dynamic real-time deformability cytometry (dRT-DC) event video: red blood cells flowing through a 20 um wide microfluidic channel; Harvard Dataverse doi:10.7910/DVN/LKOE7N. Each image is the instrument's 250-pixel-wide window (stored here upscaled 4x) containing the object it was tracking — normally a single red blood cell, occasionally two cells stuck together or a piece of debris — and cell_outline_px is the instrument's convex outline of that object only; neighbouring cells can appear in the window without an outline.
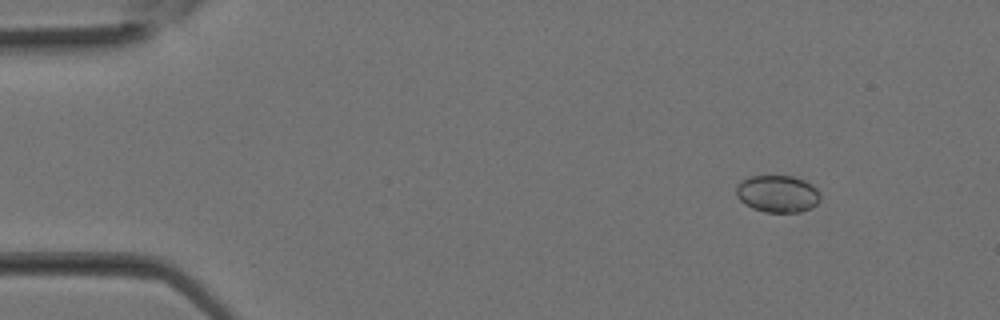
{"species": "Egyptian fruit bat (a non-hibernating species)", "species_latin": "Rousettus aegyptiacus", "temperature_condition": "room temperature", "stored_images_in_passage": 30, "camera_frame_rate_fps": 3000, "um_per_image_px": 0.085, "animal": {"sex": "female"}, "frame": {"image": 1, "passage_image": 3, "time_ms": 0.667, "image_size_px": [1000, 320], "cell_outline_px": [[820, 200], [816, 204], [800, 212], [764, 212], [752, 208], [744, 204], [736, 196], [736, 184], [740, 180], [748, 176], [792, 176], [804, 180], [812, 184], [820, 192]], "centroid_in_image_um": [66.06, 16.46], "position_along_channel_um": 18.9, "area_um2": 18.38}}
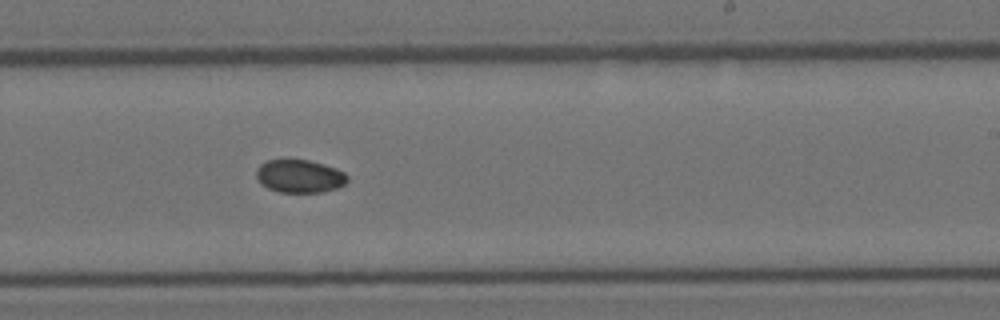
{"frame": {"image": 2, "passage_image": 18, "time_ms": 5.667, "image_size_px": [1000, 320], "cell_outline_px": [[348, 180], [344, 184], [336, 188], [320, 192], [280, 192], [268, 188], [260, 184], [256, 176], [256, 168], [260, 164], [268, 160], [308, 160], [324, 164], [336, 168], [344, 172], [348, 176]], "centroid_in_image_um": [25.45, 14.97], "position_along_channel_um": 263.6, "area_um2": 17.51}}
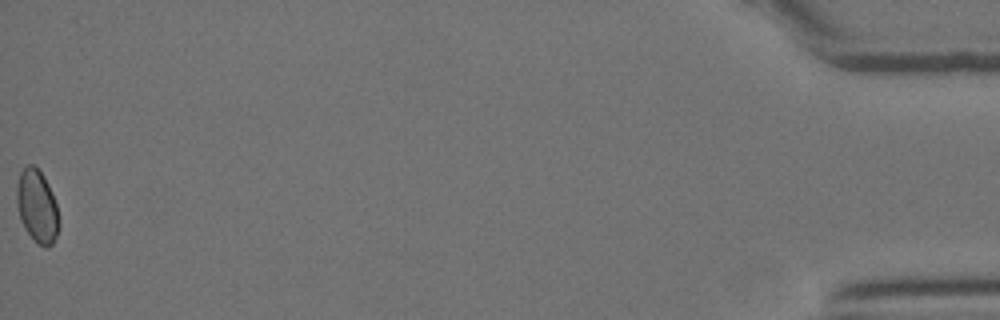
{"frame": {"image": 3, "passage_image": 30, "time_ms": 9.667, "image_size_px": [1000, 320], "cell_outline_px": [[60, 228], [52, 244], [48, 248], [44, 248], [36, 244], [24, 228], [20, 220], [16, 204], [16, 188], [20, 172], [28, 164], [32, 164], [44, 176], [48, 184], [56, 204], [60, 224]], "centroid_in_image_um": [3.15, 17.59], "position_along_channel_um": 432.1, "area_um2": 18.21}}